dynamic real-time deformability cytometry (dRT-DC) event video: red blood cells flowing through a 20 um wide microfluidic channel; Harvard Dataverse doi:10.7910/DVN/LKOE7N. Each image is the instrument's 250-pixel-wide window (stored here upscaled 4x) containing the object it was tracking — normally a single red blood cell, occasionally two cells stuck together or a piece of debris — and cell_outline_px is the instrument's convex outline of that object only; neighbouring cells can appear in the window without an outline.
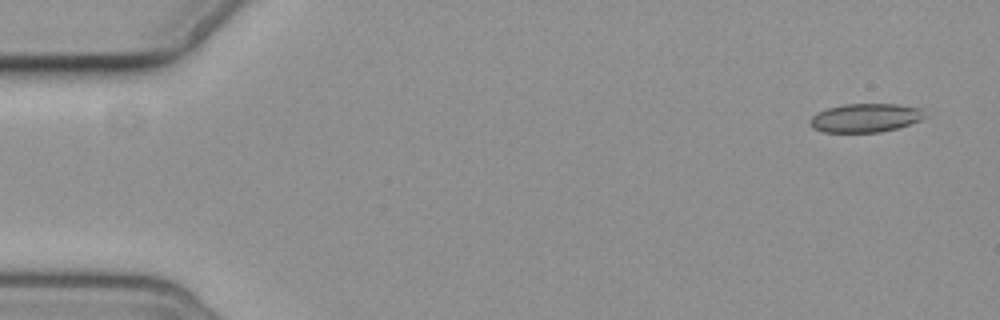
{"species": "common noctule bat (a hibernating species)", "species_latin": "Nyctalus noctula", "temperature_condition": "cold", "stored_images_in_passage": 5, "camera_frame_rate_fps": 3000, "um_per_image_px": 0.085, "animal": {"sex": "female", "body_mass_g": 19.3, "forearm_length_mm": 54.1}, "frame": {"image": 1, "passage_image": 1, "time_ms": 0.0, "image_size_px": [1000, 320], "cell_outline_px": [[928, 116], [920, 120], [900, 128], [880, 132], [824, 132], [812, 128], [808, 124], [808, 120], [816, 112], [828, 108], [844, 104], [896, 104], [924, 108]], "centroid_in_image_um": [73.58, 10.02], "position_along_channel_um": 11.4, "area_um2": 19.59}}
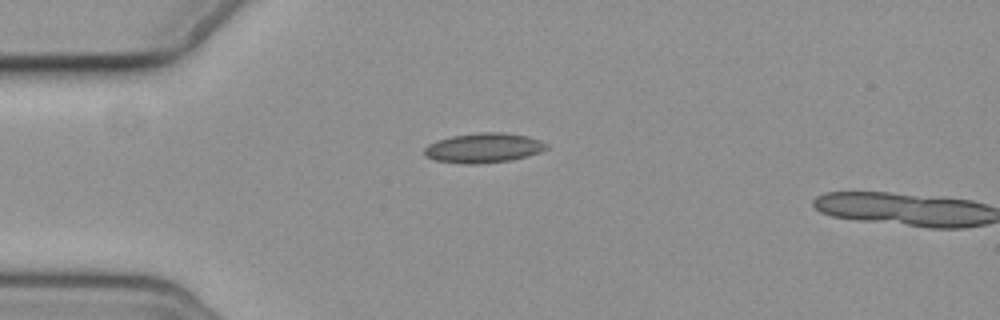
{"frame": {"image": 2, "passage_image": 4, "time_ms": 4.0, "image_size_px": [1000, 320], "cell_outline_px": [[548, 148], [540, 152], [528, 156], [512, 160], [480, 164], [464, 164], [432, 160], [424, 156], [424, 148], [428, 144], [452, 136], [480, 132], [504, 132], [528, 136], [540, 140], [548, 144]], "centroid_in_image_um": [41.11, 12.58], "position_along_channel_um": 43.9, "area_um2": 21.39}}